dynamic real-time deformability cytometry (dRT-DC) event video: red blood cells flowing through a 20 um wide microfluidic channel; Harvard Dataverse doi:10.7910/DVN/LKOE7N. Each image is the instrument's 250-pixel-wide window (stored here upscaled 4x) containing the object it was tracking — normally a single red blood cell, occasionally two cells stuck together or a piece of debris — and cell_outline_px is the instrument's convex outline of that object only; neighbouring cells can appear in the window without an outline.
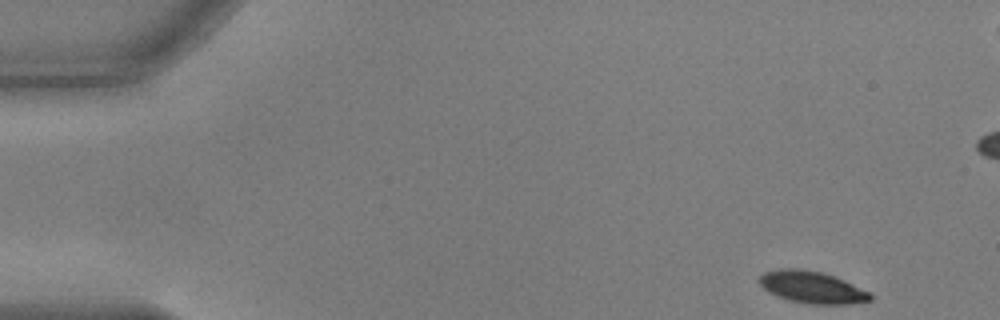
{"species": "common noctule bat (a hibernating species)", "species_latin": "Nyctalus noctula", "temperature_condition": "warm", "stored_images_in_passage": 53, "camera_frame_rate_fps": 3000, "um_per_image_px": 0.085, "animal": {"sex": "male", "body_mass_g": 17.9, "forearm_length_mm": 54.2}, "frame": {"image": 1, "passage_image": 1, "time_ms": 0.0, "image_size_px": [1000, 320], "cell_outline_px": [[872, 300], [852, 304], [808, 304], [788, 300], [768, 292], [760, 284], [760, 276], [764, 272], [780, 268], [800, 268], [820, 272], [844, 280], [872, 292]], "centroid_in_image_um": [69.05, 24.42], "position_along_channel_um": 16.0, "area_um2": 20.75}}
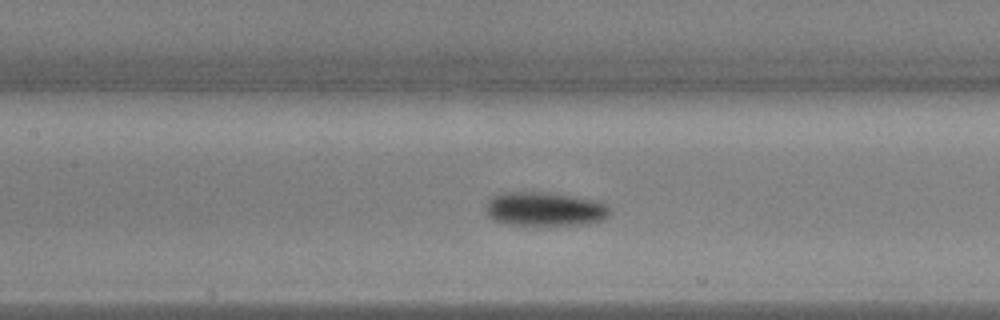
{"frame": {"image": 2, "passage_image": 22, "time_ms": 7.0, "image_size_px": [1000, 320], "cell_outline_px": [[612, 212], [608, 216], [600, 220], [584, 224], [532, 228], [504, 224], [492, 220], [488, 216], [488, 200], [492, 196], [504, 192], [544, 192], [596, 200], [608, 204]], "centroid_in_image_um": [46.3, 17.82], "position_along_channel_um": 161.1, "area_um2": 25.43}}
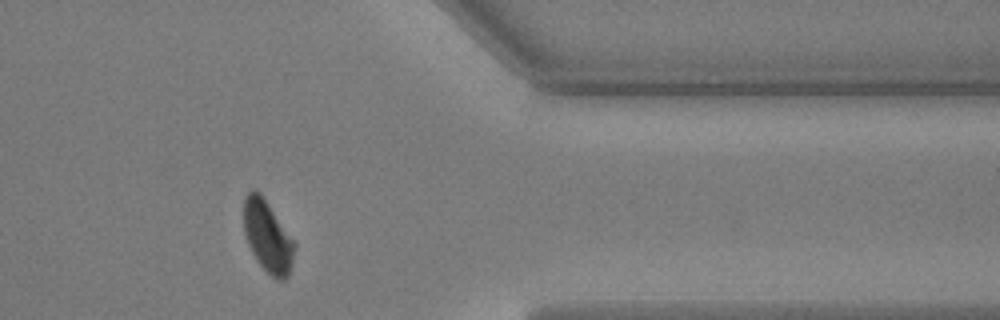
{"frame": {"image": 3, "passage_image": 42, "time_ms": 13.667, "image_size_px": [1000, 320], "cell_outline_px": [[296, 244], [292, 264], [288, 276], [284, 280], [276, 280], [256, 260], [248, 244], [244, 232], [244, 200], [248, 192], [252, 188], [256, 188], [260, 192]], "centroid_in_image_um": [22.74, 20.09], "position_along_channel_um": 388.7, "area_um2": 21.04}, "authors_computed_cell_mechanics": {"area_um2": 22.7154, "velocity_mm_per_s": 3.6637, "shape_relaxation_time_tau1_ms": 2.4562, "shape_relaxation_time_tau2_ms": 3.2921, "deformation_change_tau1": 0.1404, "deformation_change_tau2": 0.0605}}